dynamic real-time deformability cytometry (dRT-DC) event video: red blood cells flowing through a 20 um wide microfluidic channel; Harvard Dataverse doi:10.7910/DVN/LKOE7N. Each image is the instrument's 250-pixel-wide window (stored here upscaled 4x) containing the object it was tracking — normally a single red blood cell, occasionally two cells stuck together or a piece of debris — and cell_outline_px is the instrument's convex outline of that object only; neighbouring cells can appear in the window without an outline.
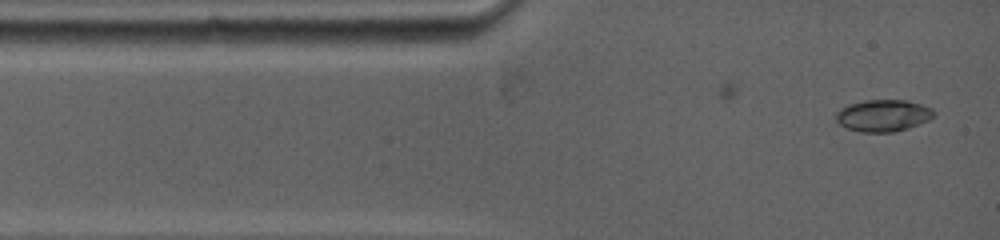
{"species": "common noctule bat (a hibernating species)", "species_latin": "Nyctalus noctula", "temperature_condition": "warm", "stored_images_in_passage": 2, "camera_frame_rate_fps": 5000, "um_per_image_px": 0.085, "animal": {"sex": "female", "body_mass_g": 19.0, "forearm_length_mm": 53.3}, "frame": {"image": 1, "passage_image": 2, "time_ms": 1.0, "image_size_px": [1000, 240], "cell_outline_px": [[936, 116], [928, 120], [908, 128], [892, 132], [864, 132], [848, 128], [840, 124], [836, 120], [836, 112], [840, 108], [848, 104], [864, 100], [908, 100], [932, 108], [936, 112]], "centroid_in_image_um": [75.09, 9.81], "position_along_channel_um": 9.9, "area_um2": 18.21}}